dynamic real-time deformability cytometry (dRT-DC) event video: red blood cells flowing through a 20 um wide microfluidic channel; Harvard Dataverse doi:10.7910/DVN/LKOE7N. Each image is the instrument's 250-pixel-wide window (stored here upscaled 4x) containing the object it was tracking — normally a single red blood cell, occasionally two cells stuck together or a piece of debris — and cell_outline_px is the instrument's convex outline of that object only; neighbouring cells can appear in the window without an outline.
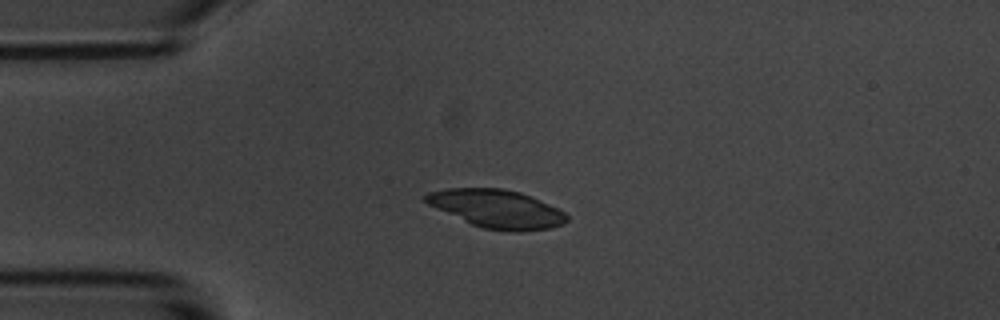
{"species": "common noctule bat (a hibernating species)", "species_latin": "Nyctalus noctula", "temperature_condition": "room temperature", "stored_images_in_passage": 55, "camera_frame_rate_fps": 3000, "um_per_image_px": 0.085, "animal": {"sex": "male", "body_mass_g": 20.1, "forearm_length_mm": 53.5}, "frame": {"image": 1, "passage_image": 13, "time_ms": 4.0, "image_size_px": [1000, 320], "cell_outline_px": [[568, 220], [564, 224], [552, 228], [520, 232], [508, 232], [484, 228], [472, 224], [436, 208], [428, 204], [420, 196], [428, 192], [448, 188], [504, 188], [520, 192], [548, 204], [564, 212], [568, 216]], "centroid_in_image_um": [42.22, 17.75], "position_along_channel_um": 42.8, "area_um2": 31.44}}